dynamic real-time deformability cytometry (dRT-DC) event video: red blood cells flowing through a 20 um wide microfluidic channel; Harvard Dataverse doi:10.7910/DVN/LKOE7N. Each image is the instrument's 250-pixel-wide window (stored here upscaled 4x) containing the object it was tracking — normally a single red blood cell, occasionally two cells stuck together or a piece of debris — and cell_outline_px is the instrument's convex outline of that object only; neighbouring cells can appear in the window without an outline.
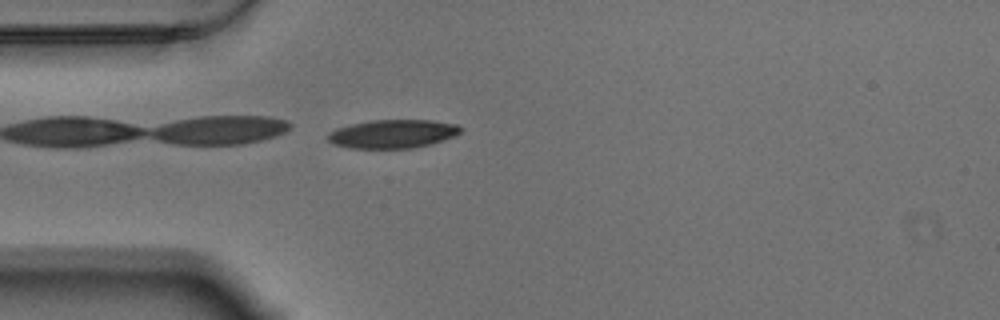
{"species": "Egyptian fruit bat (a non-hibernating species)", "species_latin": "Rousettus aegyptiacus", "temperature_condition": "warm", "stored_images_in_passage": 30, "camera_frame_rate_fps": 3000, "um_per_image_px": 0.085, "animal": {"sex": "male"}, "frame": {"image": 1, "passage_image": 1, "time_ms": 0.0, "image_size_px": [1000, 320], "cell_outline_px": [[464, 128], [456, 136], [432, 144], [412, 148], [348, 148], [332, 144], [328, 140], [328, 132], [336, 128], [352, 124], [372, 120], [432, 120], [456, 124]], "centroid_in_image_um": [33.4, 11.38], "position_along_channel_um": 51.6, "area_um2": 22.25}}
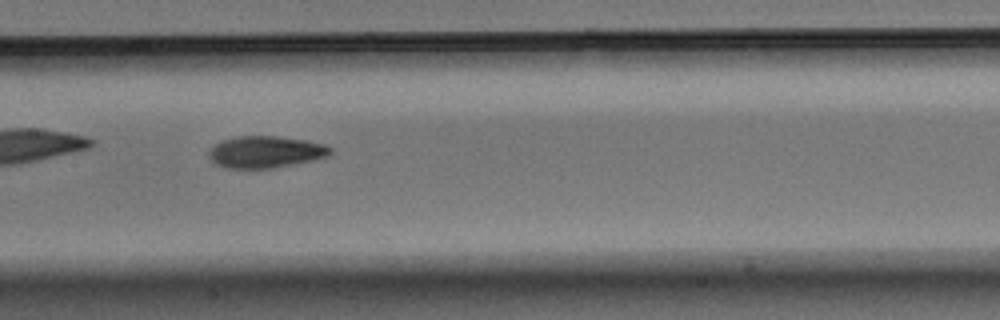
{"frame": {"image": 2, "passage_image": 13, "time_ms": 4.0, "image_size_px": [1000, 320], "cell_outline_px": [[332, 152], [328, 156], [312, 160], [272, 168], [224, 168], [216, 164], [212, 160], [212, 148], [216, 144], [224, 140], [236, 136], [276, 136], [304, 140], [324, 144], [332, 148]], "centroid_in_image_um": [22.62, 12.91], "position_along_channel_um": 184.8, "area_um2": 22.08}}
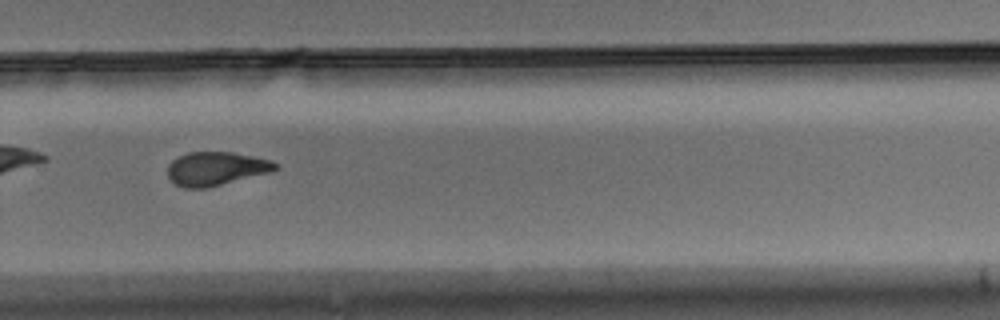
{"frame": {"image": 3, "passage_image": 24, "time_ms": 7.667, "image_size_px": [1000, 320], "cell_outline_px": [[276, 168], [268, 172], [208, 188], [184, 188], [176, 184], [168, 176], [168, 164], [172, 160], [188, 152], [232, 152], [252, 156], [268, 160], [276, 164]], "centroid_in_image_um": [18.29, 14.33], "position_along_channel_um": 311.5, "area_um2": 20.69}, "authors_computed_cell_mechanics": {"area_um2": 22.1663, "velocity_mm_per_s": 3.4641, "shape_relaxation_time_tau1_ms": 4.722, "shape_relaxation_time_tau2_ms": 2.9387, "deformation_change_tau1": 0.1471, "deformation_change_tau2": 0.0913}}